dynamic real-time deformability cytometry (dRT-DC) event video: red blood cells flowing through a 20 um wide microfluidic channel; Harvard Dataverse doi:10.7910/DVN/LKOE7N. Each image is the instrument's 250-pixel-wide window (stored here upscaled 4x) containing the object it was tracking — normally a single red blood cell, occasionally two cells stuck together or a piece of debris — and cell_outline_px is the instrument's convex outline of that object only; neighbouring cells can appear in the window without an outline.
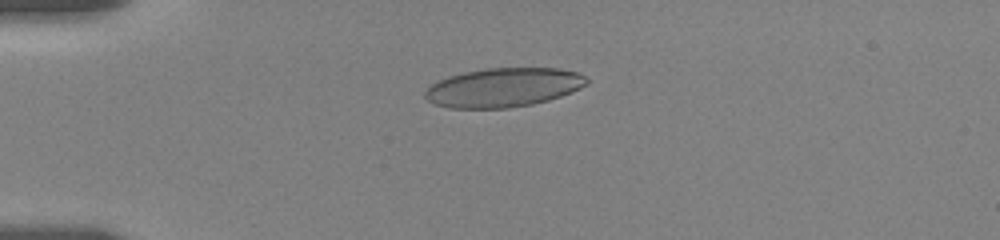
{"species": "human", "species_latin": "Homo sapiens", "temperature_condition": "room temperature", "stored_images_in_passage": 6, "camera_frame_rate_fps": 3000, "um_per_image_px": 0.085, "donor": {"sex": "female"}, "frame": {"image": 1, "passage_image": 5, "time_ms": 4.333, "image_size_px": [1000, 240], "cell_outline_px": [[588, 84], [580, 88], [560, 96], [548, 100], [532, 104], [508, 108], [448, 108], [436, 104], [428, 100], [424, 96], [424, 92], [436, 80], [448, 76], [464, 72], [488, 68], [560, 68], [576, 72], [584, 76], [588, 80]], "centroid_in_image_um": [42.77, 7.43], "position_along_channel_um": 42.2, "area_um2": 36.76}}